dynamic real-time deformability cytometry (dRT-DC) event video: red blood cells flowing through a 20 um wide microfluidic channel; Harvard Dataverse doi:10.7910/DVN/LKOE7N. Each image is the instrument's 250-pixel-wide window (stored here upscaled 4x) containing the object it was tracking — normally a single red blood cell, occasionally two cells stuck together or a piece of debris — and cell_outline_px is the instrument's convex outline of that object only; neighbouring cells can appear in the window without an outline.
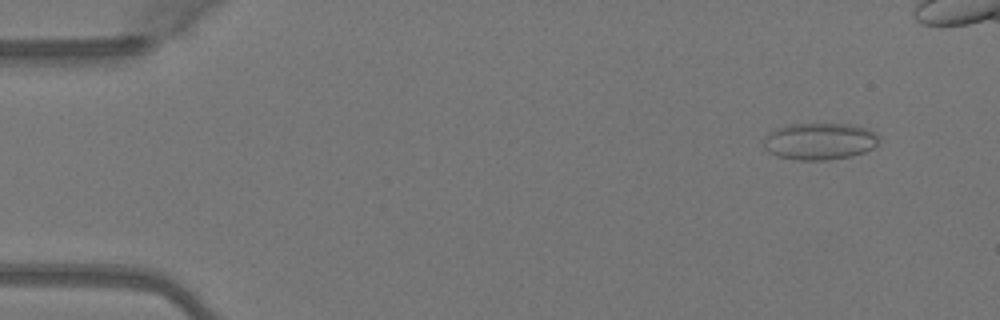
{"species": "Egyptian fruit bat (a non-hibernating species)", "species_latin": "Rousettus aegyptiacus", "temperature_condition": "warm", "stored_images_in_passage": 44, "camera_frame_rate_fps": 3000, "um_per_image_px": 0.085, "animal": {"sex": "female"}, "frame": {"image": 1, "passage_image": 4, "time_ms": 1.0, "image_size_px": [1000, 320], "cell_outline_px": [[880, 140], [872, 148], [864, 152], [852, 156], [828, 160], [796, 160], [776, 156], [768, 152], [764, 148], [764, 136], [788, 124], [856, 124], [868, 128], [876, 132], [880, 136]], "centroid_in_image_um": [69.71, 12.01], "position_along_channel_um": 15.3, "area_um2": 25.03}}
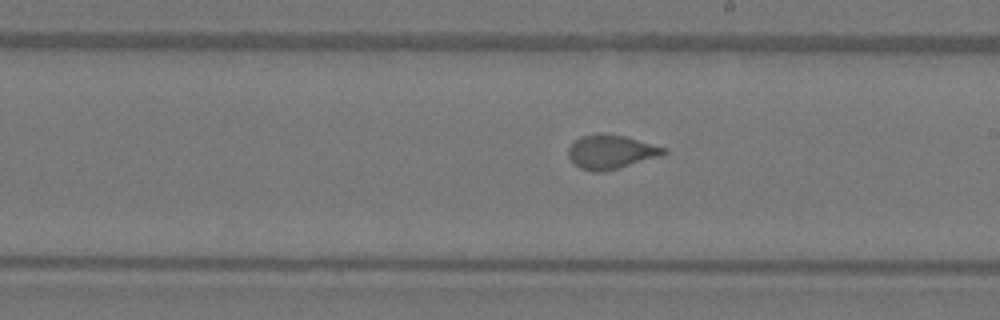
{"frame": {"image": 2, "passage_image": 28, "time_ms": 9.0, "image_size_px": [1000, 320], "cell_outline_px": [[668, 152], [660, 156], [604, 172], [592, 172], [580, 168], [568, 156], [568, 148], [580, 136], [600, 132], [624, 136], [668, 148]], "centroid_in_image_um": [51.93, 12.9], "position_along_channel_um": 237.1, "area_um2": 18.9}}
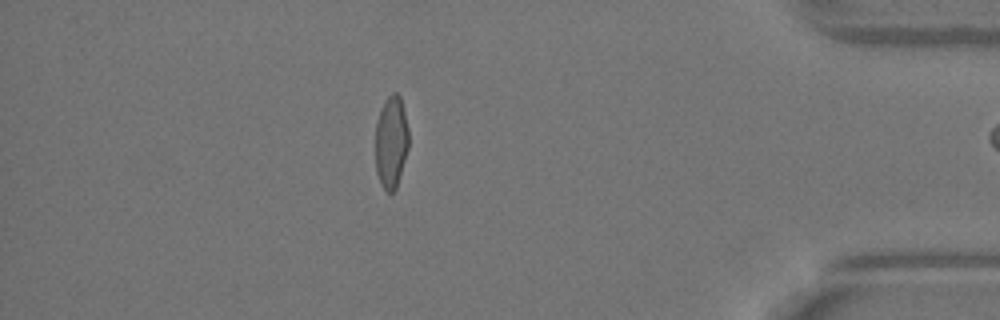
{"frame": {"image": 3, "passage_image": 43, "time_ms": 14.0, "image_size_px": [1000, 320], "cell_outline_px": [[408, 148], [396, 188], [392, 192], [388, 192], [380, 184], [376, 172], [376, 124], [380, 108], [384, 100], [392, 92], [396, 92], [400, 96], [408, 128]], "centroid_in_image_um": [33.24, 12.04], "position_along_channel_um": 402.0, "area_um2": 17.86}}